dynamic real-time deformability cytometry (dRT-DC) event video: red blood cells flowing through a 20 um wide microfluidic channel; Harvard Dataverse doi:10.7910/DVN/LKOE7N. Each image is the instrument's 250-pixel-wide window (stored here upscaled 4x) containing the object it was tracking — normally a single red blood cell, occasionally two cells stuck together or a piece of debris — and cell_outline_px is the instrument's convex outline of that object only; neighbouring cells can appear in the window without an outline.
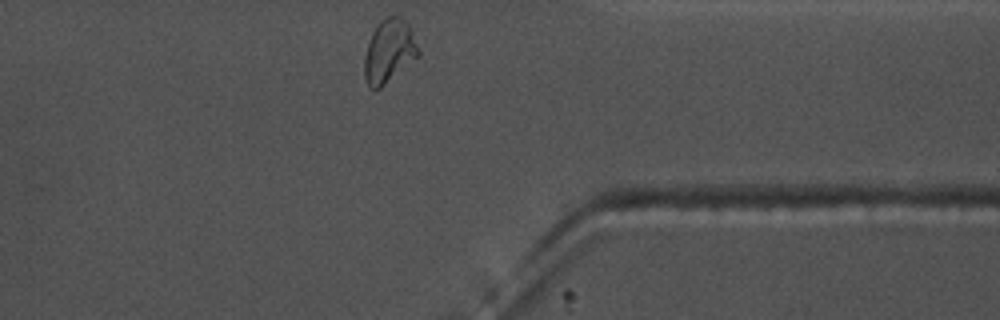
{"species": "common noctule bat (a hibernating species)", "species_latin": "Nyctalus noctula", "temperature_condition": "warm", "stored_images_in_passage": 28, "camera_frame_rate_fps": 3000, "um_per_image_px": 0.085, "animal": {"sex": "male", "body_mass_g": 17.5, "forearm_length_mm": 52.3}, "frame": {"image": 1, "passage_image": 28, "time_ms": 9.0, "image_size_px": [1000, 320], "cell_outline_px": [[420, 56], [380, 88], [368, 88], [364, 76], [364, 56], [372, 32], [380, 20], [388, 16], [400, 16], [408, 24], [420, 52]], "centroid_in_image_um": [33.06, 4.36], "position_along_channel_um": 378.3, "area_um2": 19.88}, "authors_computed_cell_mechanics": {"area_um2": 18.1781, "velocity_mm_per_s": 3.6417, "shape_relaxation_time_tau1_ms": 6.3058, "shape_relaxation_time_tau2_ms": 2.4528, "deformation_change_tau1": 0.2141, "deformation_change_tau2": 0.0797}}